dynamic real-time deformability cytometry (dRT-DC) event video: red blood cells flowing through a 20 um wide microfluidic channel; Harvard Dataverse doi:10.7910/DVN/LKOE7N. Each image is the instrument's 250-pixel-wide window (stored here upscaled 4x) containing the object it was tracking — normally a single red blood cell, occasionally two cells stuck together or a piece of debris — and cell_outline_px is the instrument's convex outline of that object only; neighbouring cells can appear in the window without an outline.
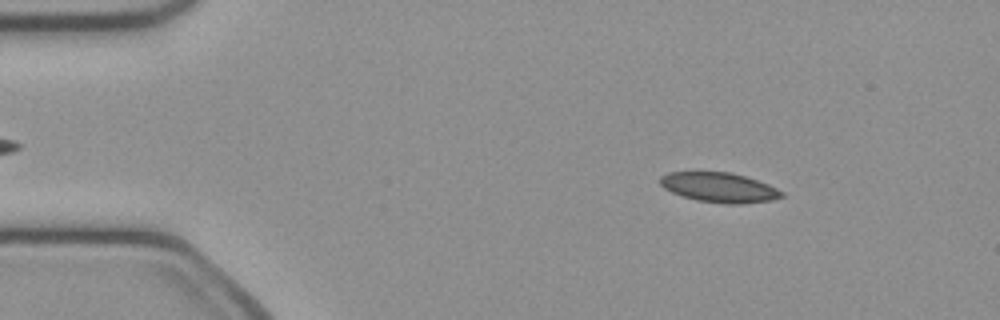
{"species": "common noctule bat (a hibernating species)", "species_latin": "Nyctalus noctula", "temperature_condition": "cold", "stored_images_in_passage": 49, "camera_frame_rate_fps": 3000, "um_per_image_px": 0.085, "animal": {"sex": "female", "body_mass_g": 21.9}, "frame": {"image": 1, "passage_image": 6, "time_ms": 1.667, "image_size_px": [1000, 320], "cell_outline_px": [[784, 196], [772, 200], [740, 204], [728, 204], [696, 200], [672, 192], [664, 188], [660, 184], [660, 176], [668, 172], [732, 172], [768, 184], [784, 192]], "centroid_in_image_um": [61.14, 15.93], "position_along_channel_um": 23.9, "area_um2": 20.98}}
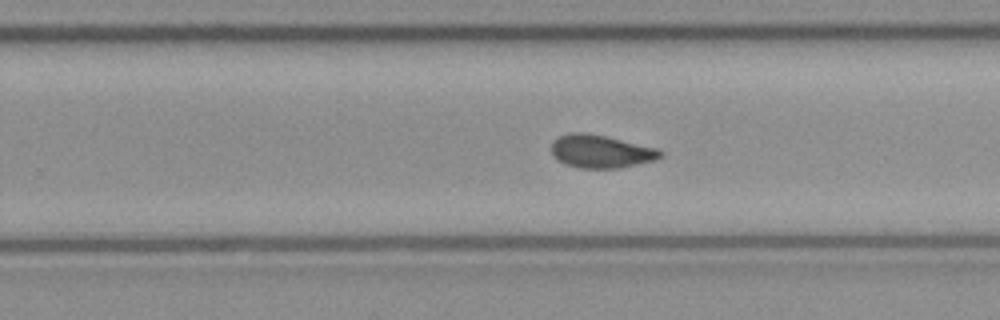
{"frame": {"image": 2, "passage_image": 30, "time_ms": 9.667, "image_size_px": [1000, 320], "cell_outline_px": [[664, 156], [656, 160], [620, 168], [580, 168], [564, 164], [552, 156], [552, 140], [568, 132], [588, 132], [660, 148], [664, 152]], "centroid_in_image_um": [51.11, 12.86], "position_along_channel_um": 278.7, "area_um2": 21.44}}
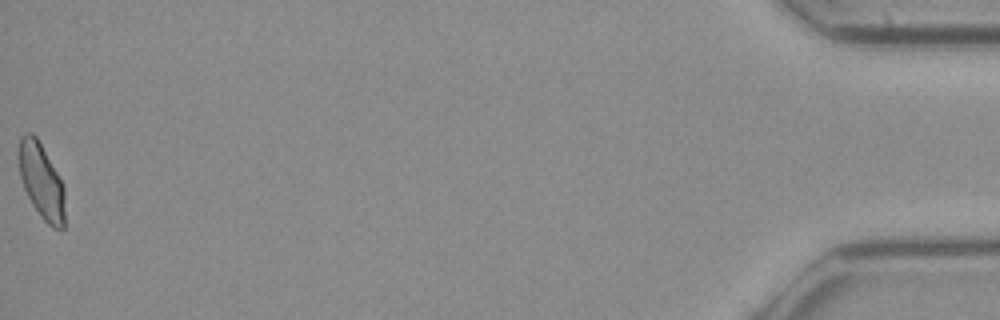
{"frame": {"image": 3, "passage_image": 49, "time_ms": 16.0, "image_size_px": [1000, 320], "cell_outline_px": [[64, 228], [52, 228], [40, 216], [32, 204], [24, 188], [20, 176], [20, 136], [24, 132], [32, 132], [36, 136], [56, 172], [64, 188]], "centroid_in_image_um": [3.52, 15.41], "position_along_channel_um": 431.7, "area_um2": 19.71}, "authors_computed_cell_mechanics": {"area_um2": 20.9236, "velocity_mm_per_s": 4.0789, "shape_relaxation_time_tau1_ms": 7.8862, "shape_relaxation_time_tau2_ms": 3.4225, "deformation_change_tau1": 0.1513, "deformation_change_tau2": 0.0873}}